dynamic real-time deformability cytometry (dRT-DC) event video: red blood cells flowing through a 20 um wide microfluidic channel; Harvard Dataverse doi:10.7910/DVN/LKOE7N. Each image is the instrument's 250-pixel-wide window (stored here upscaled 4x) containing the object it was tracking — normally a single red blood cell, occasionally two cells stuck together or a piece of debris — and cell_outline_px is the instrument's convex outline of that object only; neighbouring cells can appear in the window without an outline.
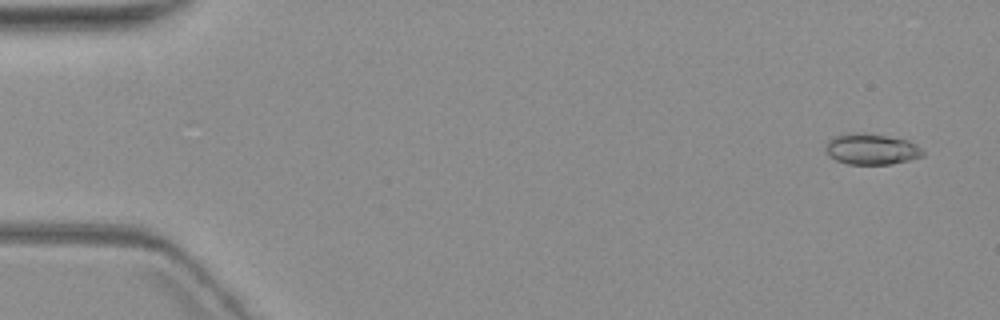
{"species": "common noctule bat (a hibernating species)", "species_latin": "Nyctalus noctula", "temperature_condition": "warm", "stored_images_in_passage": 8, "camera_frame_rate_fps": 3000, "um_per_image_px": 0.085, "animal": {"sex": "female", "body_mass_g": 19.3, "forearm_length_mm": 54.1}, "frame": {"image": 1, "passage_image": 1, "time_ms": 0.0, "image_size_px": [1000, 320], "cell_outline_px": [[924, 156], [892, 164], [848, 164], [836, 160], [828, 156], [824, 148], [828, 140], [844, 132], [864, 132], [908, 140], [916, 144], [924, 152]], "centroid_in_image_um": [74.04, 12.66], "position_along_channel_um": 11.0, "area_um2": 17.74}}
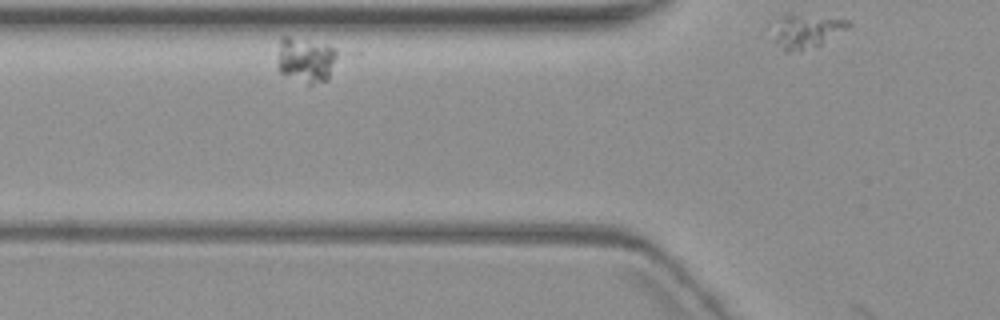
{"frame": {"image": 2, "passage_image": 7, "time_ms": 8.333, "image_size_px": [1000, 320], "cell_outline_px": [[340, 56], [328, 80], [312, 84], [308, 84], [280, 72], [276, 56], [280, 36], [288, 36], [328, 44], [340, 52]], "centroid_in_image_um": [26.03, 5.05], "position_along_channel_um": 99.8, "area_um2": 16.3}}